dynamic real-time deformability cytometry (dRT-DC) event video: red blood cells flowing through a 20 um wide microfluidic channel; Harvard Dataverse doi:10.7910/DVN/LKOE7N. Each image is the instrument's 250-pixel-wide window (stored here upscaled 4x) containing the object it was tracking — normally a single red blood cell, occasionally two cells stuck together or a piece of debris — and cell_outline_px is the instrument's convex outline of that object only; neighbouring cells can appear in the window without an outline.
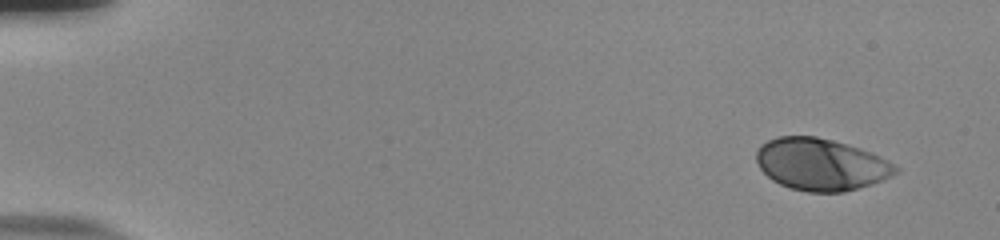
{"species": "human", "species_latin": "Homo sapiens", "temperature_condition": "room temperature", "stored_images_in_passage": 51, "camera_frame_rate_fps": 3000, "um_per_image_px": 0.085, "donor": {"sex": "male"}, "frame": {"image": 1, "passage_image": 1, "time_ms": 0.0, "image_size_px": [1000, 240], "cell_outline_px": [[900, 172], [892, 176], [844, 192], [808, 192], [792, 188], [780, 184], [772, 180], [760, 168], [756, 160], [756, 152], [760, 144], [768, 140], [780, 136], [816, 136], [848, 144], [872, 152], [888, 160], [900, 168]], "centroid_in_image_um": [69.79, 13.96], "position_along_channel_um": 15.2, "area_um2": 42.14}}
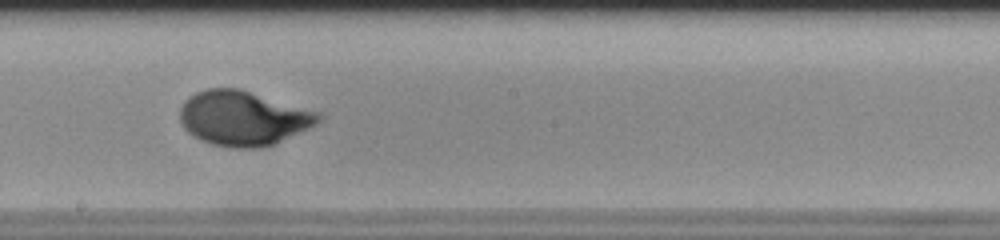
{"frame": {"image": 2, "passage_image": 29, "time_ms": 9.333, "image_size_px": [1000, 240], "cell_outline_px": [[324, 116], [316, 124], [308, 128], [272, 144], [260, 148], [232, 148], [212, 144], [200, 140], [192, 136], [184, 128], [180, 120], [180, 108], [184, 100], [196, 92], [208, 88], [240, 88], [320, 112]], "centroid_in_image_um": [20.65, 10.03], "position_along_channel_um": 227.5, "area_um2": 44.22}}
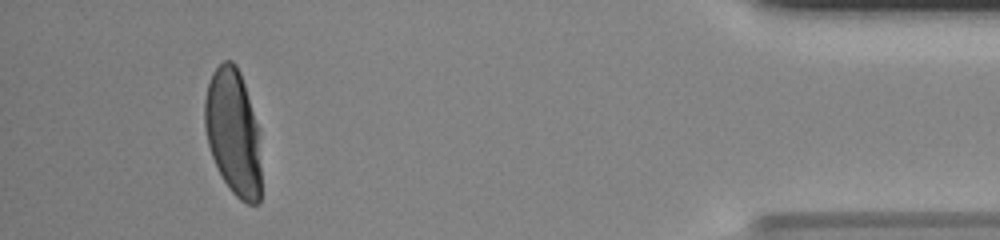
{"frame": {"image": 3, "passage_image": 48, "time_ms": 15.667, "image_size_px": [1000, 240], "cell_outline_px": [[260, 200], [256, 204], [248, 204], [240, 200], [232, 192], [224, 180], [212, 156], [208, 144], [204, 128], [204, 100], [208, 84], [212, 72], [224, 60], [232, 60], [236, 64], [240, 72], [260, 128]], "centroid_in_image_um": [19.84, 11.22], "position_along_channel_um": 415.4, "area_um2": 41.91}, "authors_computed_cell_mechanics": {"area_um2": 42.2518, "velocity_mm_per_s": 3.822, "shape_relaxation_time_tau1_ms": 4.7136, "shape_relaxation_time_tau2_ms": null, "deformation_change_tau1": 0.2141, "deformation_change_tau2": null}}